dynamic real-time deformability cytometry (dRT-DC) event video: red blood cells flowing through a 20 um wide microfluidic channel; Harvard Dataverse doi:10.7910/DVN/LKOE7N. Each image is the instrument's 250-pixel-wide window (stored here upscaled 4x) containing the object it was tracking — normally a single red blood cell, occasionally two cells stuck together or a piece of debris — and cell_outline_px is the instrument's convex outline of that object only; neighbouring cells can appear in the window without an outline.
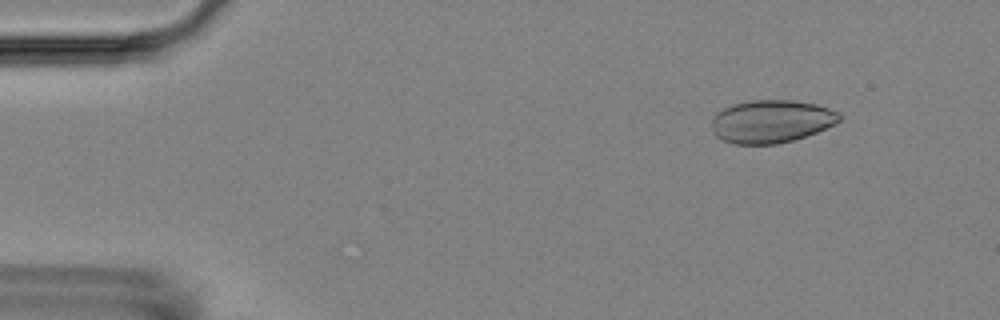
{"species": "Egyptian fruit bat (a non-hibernating species)", "species_latin": "Rousettus aegyptiacus", "temperature_condition": "room temperature", "stored_images_in_passage": 5, "camera_frame_rate_fps": 3000, "um_per_image_px": 0.085, "animal": {"sex": "female"}, "frame": {"image": 1, "passage_image": 2, "time_ms": 1.0, "image_size_px": [1000, 320], "cell_outline_px": [[844, 116], [836, 124], [816, 132], [792, 140], [776, 144], [732, 144], [720, 140], [712, 132], [712, 116], [716, 112], [732, 104], [748, 100], [792, 100], [816, 104], [840, 112]], "centroid_in_image_um": [65.54, 10.31], "position_along_channel_um": 19.5, "area_um2": 32.31}}
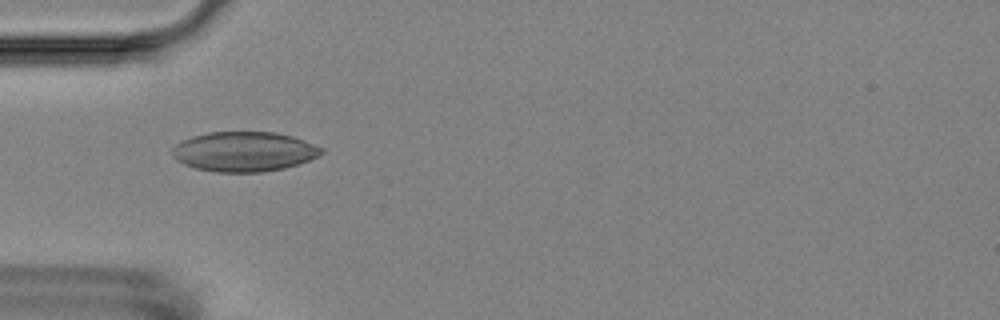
{"frame": {"image": 2, "passage_image": 5, "time_ms": 4.667, "image_size_px": [1000, 320], "cell_outline_px": [[324, 152], [320, 156], [284, 168], [264, 172], [216, 172], [196, 168], [184, 164], [176, 160], [172, 156], [172, 148], [180, 140], [192, 136], [208, 132], [276, 132], [292, 136], [304, 140], [324, 148]], "centroid_in_image_um": [20.74, 12.88], "position_along_channel_um": 64.3, "area_um2": 34.8}}